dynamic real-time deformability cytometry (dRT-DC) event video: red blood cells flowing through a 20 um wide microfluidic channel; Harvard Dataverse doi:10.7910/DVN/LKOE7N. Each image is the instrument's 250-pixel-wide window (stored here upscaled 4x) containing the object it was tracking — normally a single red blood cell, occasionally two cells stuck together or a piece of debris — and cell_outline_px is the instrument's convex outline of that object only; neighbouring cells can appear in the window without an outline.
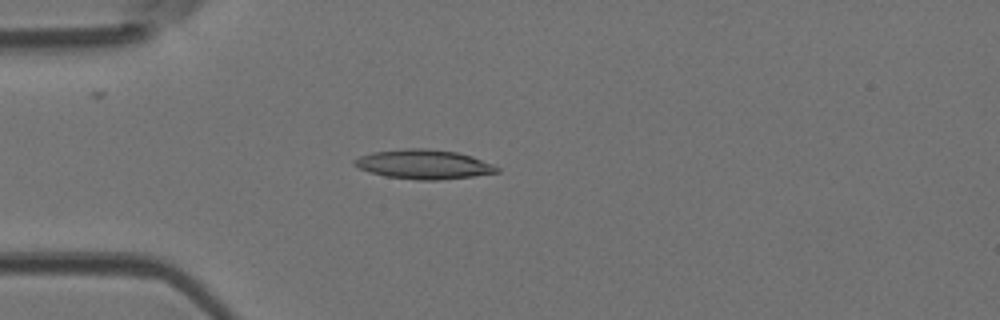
{"species": "Egyptian fruit bat (a non-hibernating species)", "species_latin": "Rousettus aegyptiacus", "temperature_condition": "room temperature", "stored_images_in_passage": 4, "camera_frame_rate_fps": 3000, "um_per_image_px": 0.085, "animal": {"sex": "female"}, "frame": {"image": 1, "passage_image": 4, "time_ms": 1.0, "image_size_px": [1000, 320], "cell_outline_px": [[500, 172], [472, 176], [436, 180], [416, 180], [388, 176], [368, 172], [352, 164], [352, 160], [360, 156], [372, 152], [404, 148], [428, 148], [456, 152], [472, 156], [492, 164], [500, 168]], "centroid_in_image_um": [36.0, 13.96], "position_along_channel_um": 49.0, "area_um2": 24.39}}